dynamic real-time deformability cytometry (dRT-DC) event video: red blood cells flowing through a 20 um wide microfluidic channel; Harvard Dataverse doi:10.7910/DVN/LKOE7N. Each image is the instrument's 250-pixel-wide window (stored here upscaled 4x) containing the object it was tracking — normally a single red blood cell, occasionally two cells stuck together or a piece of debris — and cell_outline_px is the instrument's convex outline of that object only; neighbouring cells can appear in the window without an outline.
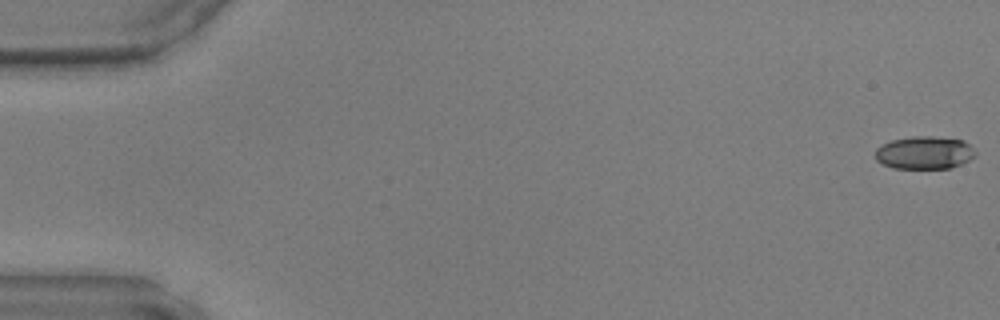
{"species": "common noctule bat (a hibernating species)", "species_latin": "Nyctalus noctula", "temperature_condition": "warm", "stored_images_in_passage": 13, "camera_frame_rate_fps": 3000, "um_per_image_px": 0.085, "animal": {"sex": "male", "body_mass_g": 17.9, "forearm_length_mm": 54.2}, "frame": {"image": 1, "passage_image": 1, "time_ms": 0.0, "image_size_px": [1000, 320], "cell_outline_px": [[976, 156], [952, 168], [892, 168], [876, 160], [876, 148], [892, 140], [912, 136], [932, 136], [964, 140], [976, 152]], "centroid_in_image_um": [78.59, 12.97], "position_along_channel_um": 6.4, "area_um2": 19.07}}
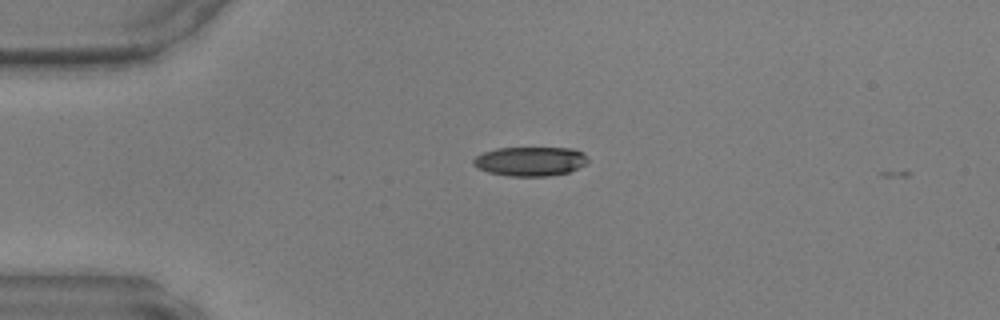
{"frame": {"image": 2, "passage_image": 12, "time_ms": 3.667, "image_size_px": [1000, 320], "cell_outline_px": [[588, 164], [568, 172], [548, 176], [508, 176], [488, 172], [476, 168], [472, 164], [472, 160], [476, 156], [484, 152], [496, 148], [572, 148], [584, 152], [588, 156]], "centroid_in_image_um": [45.08, 13.71], "position_along_channel_um": 39.9, "area_um2": 19.77}}